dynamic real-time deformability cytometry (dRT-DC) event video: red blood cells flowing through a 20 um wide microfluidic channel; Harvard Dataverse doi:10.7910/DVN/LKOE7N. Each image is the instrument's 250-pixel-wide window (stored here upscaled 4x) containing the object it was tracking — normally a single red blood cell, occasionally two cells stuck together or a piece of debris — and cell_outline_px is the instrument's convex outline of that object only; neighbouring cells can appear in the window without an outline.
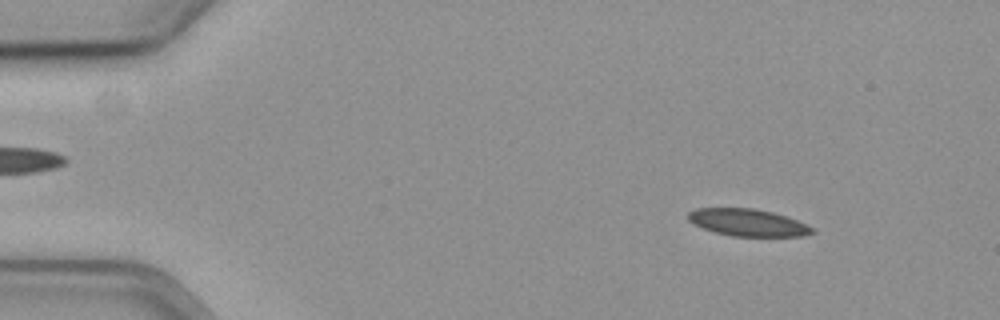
{"species": "common noctule bat (a hibernating species)", "species_latin": "Nyctalus noctula", "temperature_condition": "cold", "stored_images_in_passage": 59, "segment_of_instrument_passage": [1, 2], "camera_frame_rate_fps": 3000, "um_per_image_px": 0.085, "animal": {"sex": "female", "body_mass_g": 19.3, "forearm_length_mm": 54.1}, "frame": {"image": 1, "passage_image": 7, "time_ms": 2.0, "image_size_px": [1000, 320], "cell_outline_px": [[816, 232], [804, 236], [732, 236], [716, 232], [692, 224], [688, 220], [688, 212], [696, 208], [756, 208], [772, 212], [796, 220], [812, 228]], "centroid_in_image_um": [63.53, 18.91], "position_along_channel_um": 21.5, "area_um2": 19.48}}
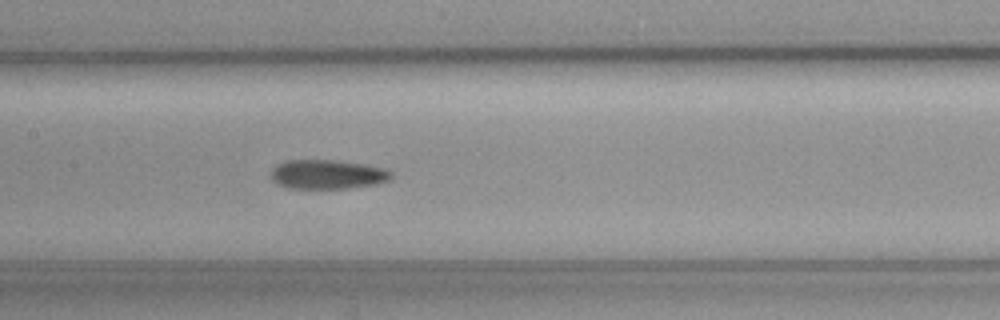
{"frame": {"image": 2, "passage_image": 28, "time_ms": 9.0, "image_size_px": [1000, 320], "cell_outline_px": [[392, 180], [376, 184], [348, 188], [288, 188], [276, 184], [268, 176], [272, 168], [276, 164], [284, 160], [332, 160], [364, 164], [384, 168], [392, 172]], "centroid_in_image_um": [27.79, 14.82], "position_along_channel_um": 179.6, "area_um2": 20.81}}
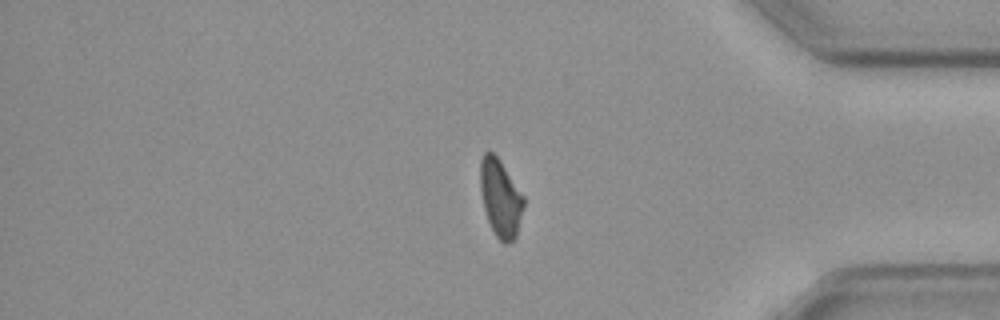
{"frame": {"image": 3, "passage_image": 48, "time_ms": 15.667, "image_size_px": [1000, 320], "cell_outline_px": [[524, 204], [516, 236], [508, 244], [504, 244], [496, 236], [488, 220], [484, 208], [480, 188], [480, 160], [484, 152], [492, 152], [500, 160], [524, 196]], "centroid_in_image_um": [42.53, 16.82], "position_along_channel_um": 392.7, "area_um2": 19.42}}